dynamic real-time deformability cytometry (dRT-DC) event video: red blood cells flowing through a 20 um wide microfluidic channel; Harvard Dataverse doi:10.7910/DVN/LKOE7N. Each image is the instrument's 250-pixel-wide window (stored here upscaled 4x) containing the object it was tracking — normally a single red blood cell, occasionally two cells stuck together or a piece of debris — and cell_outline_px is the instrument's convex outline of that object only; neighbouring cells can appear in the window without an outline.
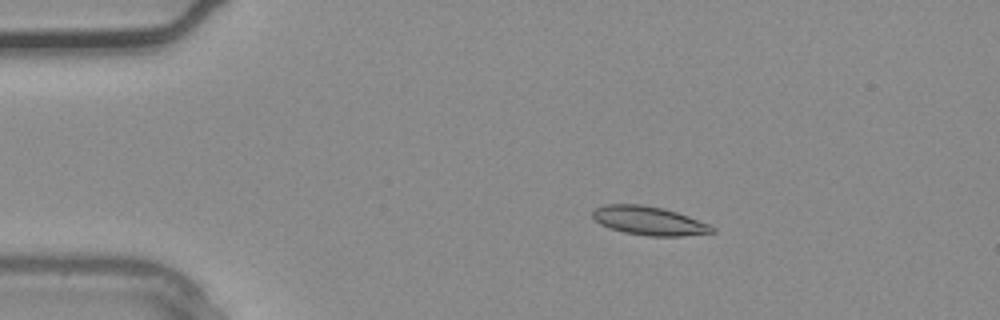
{"species": "common noctule bat (a hibernating species)", "species_latin": "Nyctalus noctula", "temperature_condition": "warm", "stored_images_in_passage": 3, "camera_frame_rate_fps": 3000, "um_per_image_px": 0.085, "animal": {"sex": "male", "body_mass_g": 20.4}, "frame": {"image": 1, "passage_image": 2, "time_ms": 0.333, "image_size_px": [1000, 320], "cell_outline_px": [[716, 232], [684, 236], [648, 236], [624, 232], [608, 228], [600, 224], [592, 216], [592, 212], [596, 208], [604, 204], [640, 204], [664, 208], [688, 216], [708, 224], [716, 228]], "centroid_in_image_um": [55.16, 18.76], "position_along_channel_um": 29.8, "area_um2": 20.06}}
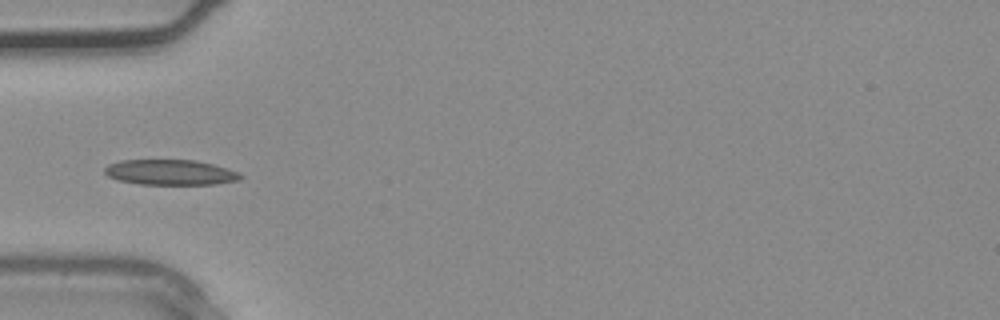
{"frame": {"image": 2, "passage_image": 3, "time_ms": 0.667, "image_size_px": [1000, 320], "cell_outline_px": [[244, 176], [240, 180], [216, 184], [140, 184], [120, 180], [108, 176], [104, 172], [104, 168], [108, 164], [120, 160], [196, 160], [228, 168], [240, 172]], "centroid_in_image_um": [14.52, 14.64], "position_along_channel_um": 70.5, "area_um2": 20.11}}